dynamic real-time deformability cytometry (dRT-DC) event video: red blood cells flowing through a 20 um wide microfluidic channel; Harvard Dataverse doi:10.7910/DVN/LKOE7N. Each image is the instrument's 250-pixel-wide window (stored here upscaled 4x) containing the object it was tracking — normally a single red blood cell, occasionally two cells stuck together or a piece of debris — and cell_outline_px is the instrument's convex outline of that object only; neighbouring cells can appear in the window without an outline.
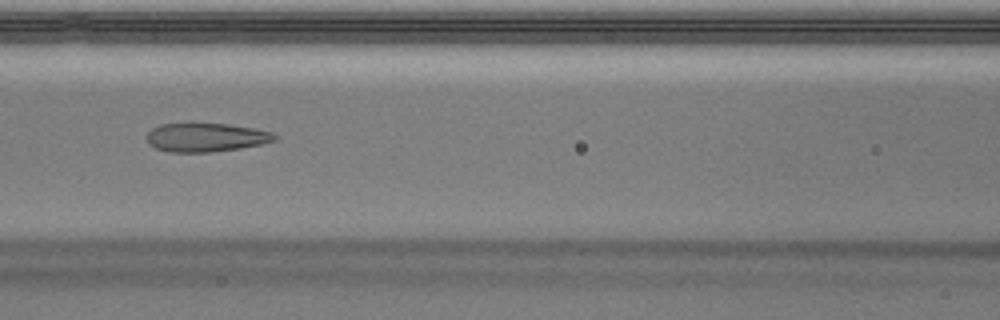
{"species": "Egyptian fruit bat (a non-hibernating species)", "species_latin": "Rousettus aegyptiacus", "temperature_condition": "warm", "stored_images_in_passage": 40, "camera_frame_rate_fps": 3000, "um_per_image_px": 0.085, "animal": {"sex": "male"}, "frame": {"image": 1, "passage_image": 12, "time_ms": 3.667, "image_size_px": [1000, 320], "cell_outline_px": [[280, 136], [276, 140], [264, 144], [240, 148], [212, 152], [168, 152], [156, 148], [148, 144], [148, 132], [152, 128], [160, 124], [228, 124], [252, 128], [272, 132]], "centroid_in_image_um": [17.54, 11.69], "position_along_channel_um": 149.1, "area_um2": 21.39}}
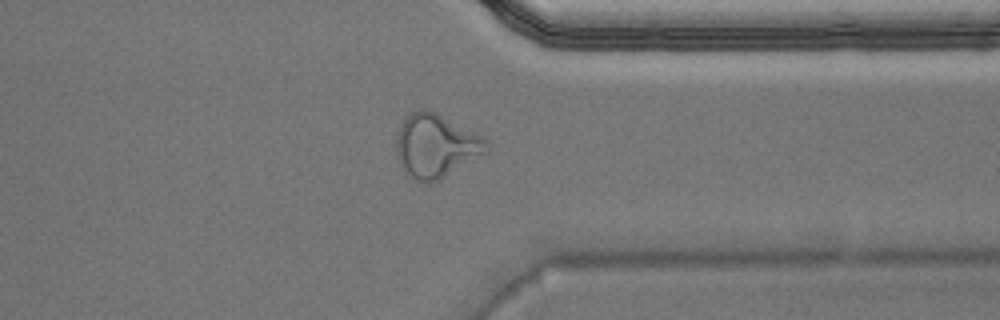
{"frame": {"image": 2, "passage_image": 29, "time_ms": 9.333, "image_size_px": [1000, 320], "cell_outline_px": [[488, 152], [440, 180], [428, 184], [412, 180], [404, 172], [396, 156], [396, 136], [404, 120], [412, 112], [436, 112], [488, 140]], "centroid_in_image_um": [37.04, 12.47], "position_along_channel_um": 374.4, "area_um2": 33.18}}
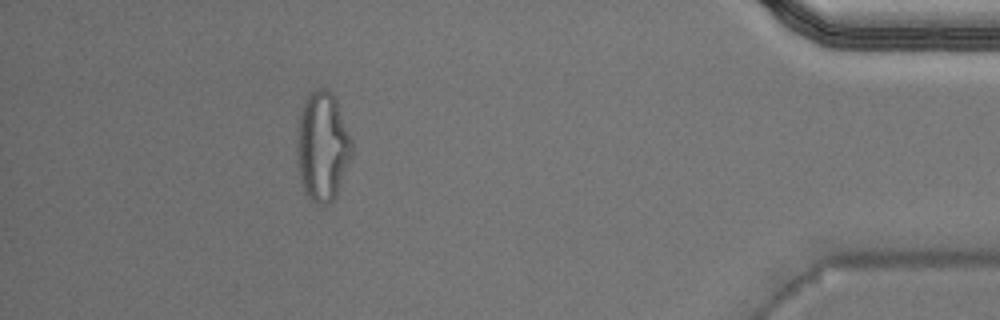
{"frame": {"image": 3, "passage_image": 35, "time_ms": 11.333, "image_size_px": [1000, 320], "cell_outline_px": [[352, 156], [336, 196], [328, 204], [320, 208], [304, 192], [300, 176], [296, 152], [296, 136], [300, 112], [304, 100], [312, 88], [328, 88], [332, 92], [336, 100], [352, 140]], "centroid_in_image_um": [27.4, 12.44], "position_along_channel_um": 407.8, "area_um2": 35.49}, "authors_computed_cell_mechanics": {"area_um2": 23.2645, "velocity_mm_per_s": 4.0279, "shape_relaxation_time_tau1_ms": null, "shape_relaxation_time_tau2_ms": 1.3938, "deformation_change_tau1": null, "deformation_change_tau2": 0.1031}}